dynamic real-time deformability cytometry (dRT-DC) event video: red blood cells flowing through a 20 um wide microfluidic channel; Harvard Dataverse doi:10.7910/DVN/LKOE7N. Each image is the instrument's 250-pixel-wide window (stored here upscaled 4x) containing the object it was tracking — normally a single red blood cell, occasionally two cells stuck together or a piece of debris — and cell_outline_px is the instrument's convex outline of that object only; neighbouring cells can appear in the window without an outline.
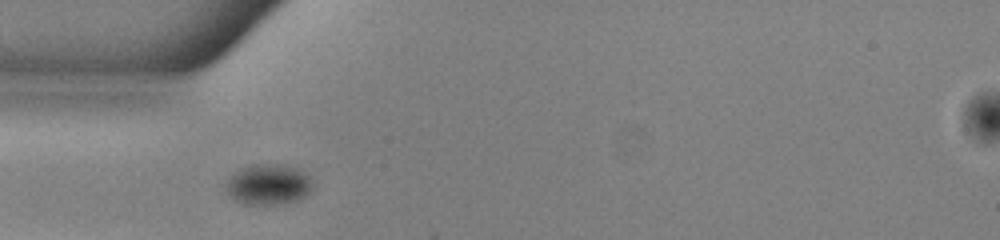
{"species": "common noctule bat (a hibernating species)", "species_latin": "Nyctalus noctula", "temperature_condition": "warm", "stored_images_in_passage": 37, "camera_frame_rate_fps": 3000, "um_per_image_px": 0.085, "animal": {"sex": "male", "body_mass_g": 13.0, "forearm_length_mm": 53.1}, "frame": {"image": 1, "passage_image": 1, "time_ms": 0.0, "image_size_px": [1000, 240], "cell_outline_px": [[312, 192], [300, 200], [276, 204], [244, 204], [236, 200], [224, 188], [228, 180], [240, 168], [256, 164], [284, 164], [296, 168], [308, 176], [312, 180]], "centroid_in_image_um": [22.85, 15.68], "position_along_channel_um": 62.2, "area_um2": 20.46}}
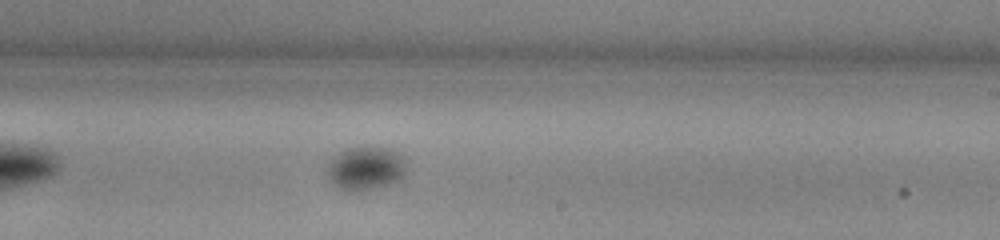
{"frame": {"image": 2, "passage_image": 16, "time_ms": 5.0, "image_size_px": [1000, 240], "cell_outline_px": [[404, 176], [388, 184], [360, 192], [344, 192], [332, 184], [328, 172], [328, 164], [340, 152], [348, 148], [392, 148], [404, 156]], "centroid_in_image_um": [31.07, 14.34], "position_along_channel_um": 257.9, "area_um2": 19.88}}
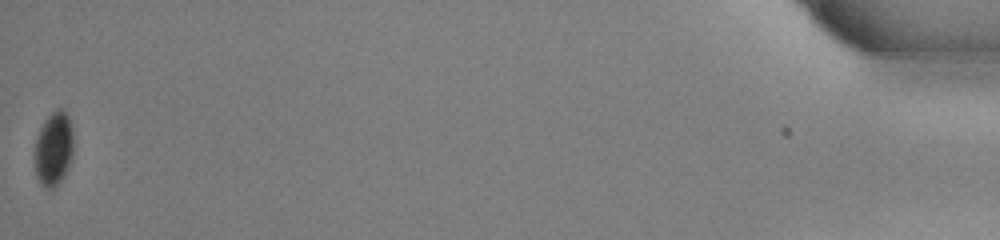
{"frame": {"image": 3, "passage_image": 37, "time_ms": 12.0, "image_size_px": [1000, 240], "cell_outline_px": [[72, 152], [68, 168], [60, 180], [52, 188], [48, 188], [40, 184], [36, 176], [36, 140], [40, 128], [44, 120], [56, 108], [64, 108], [68, 116], [72, 128]], "centroid_in_image_um": [4.57, 12.59], "position_along_channel_um": 430.6, "area_um2": 16.36}}